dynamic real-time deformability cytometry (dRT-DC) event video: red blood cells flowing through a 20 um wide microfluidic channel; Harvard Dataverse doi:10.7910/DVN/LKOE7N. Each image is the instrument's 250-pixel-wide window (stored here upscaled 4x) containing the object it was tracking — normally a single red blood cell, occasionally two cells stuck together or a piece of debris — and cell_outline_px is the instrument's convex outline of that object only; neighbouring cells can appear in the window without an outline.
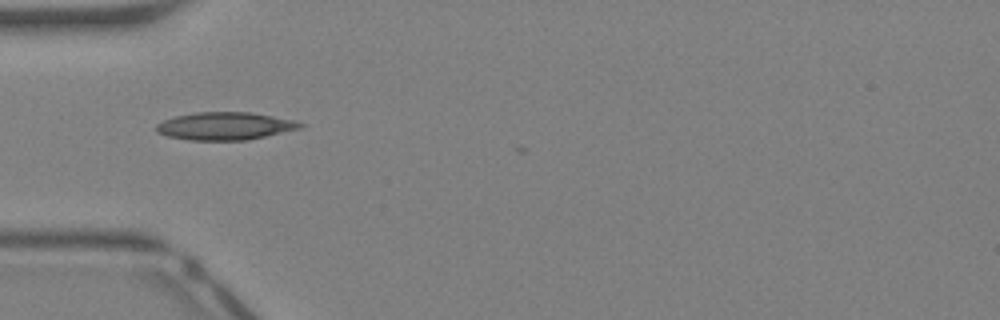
{"species": "Egyptian fruit bat (a non-hibernating species)", "species_latin": "Rousettus aegyptiacus", "temperature_condition": "warm", "stored_images_in_passage": 21, "camera_frame_rate_fps": 3000, "um_per_image_px": 0.085, "animal": {"sex": "female"}, "frame": {"image": 1, "passage_image": 1, "time_ms": 0.0, "image_size_px": [1000, 320], "cell_outline_px": [[304, 124], [300, 128], [248, 140], [188, 140], [168, 136], [156, 132], [156, 124], [164, 120], [176, 116], [196, 112], [252, 112], [296, 120]], "centroid_in_image_um": [19.12, 10.71], "position_along_channel_um": 65.9, "area_um2": 23.24}}
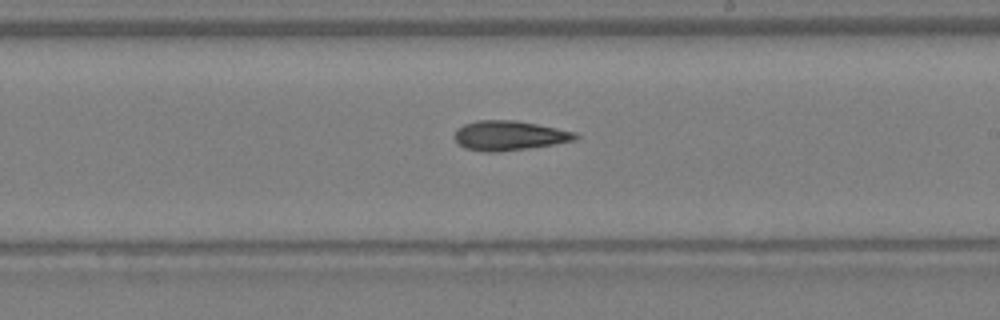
{"frame": {"image": 2, "passage_image": 12, "time_ms": 3.667, "image_size_px": [1000, 320], "cell_outline_px": [[580, 136], [576, 140], [528, 148], [500, 152], [484, 152], [464, 148], [456, 140], [456, 128], [464, 124], [476, 120], [516, 120], [576, 132]], "centroid_in_image_um": [43.28, 11.52], "position_along_channel_um": 245.7, "area_um2": 20.81}}
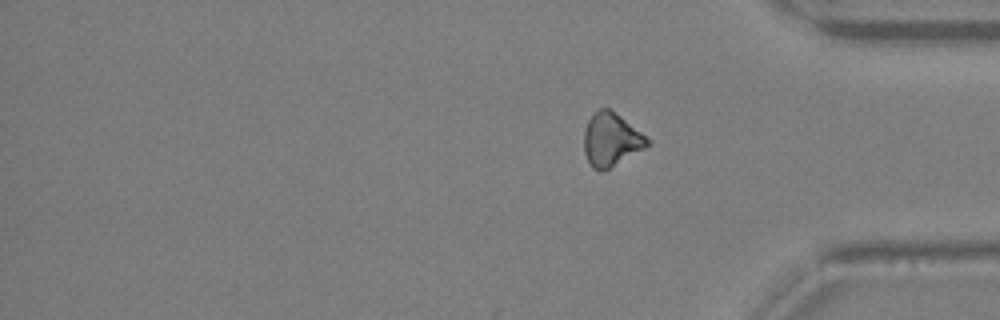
{"frame": {"image": 3, "passage_image": 21, "time_ms": 6.667, "image_size_px": [1000, 320], "cell_outline_px": [[652, 140], [644, 148], [608, 168], [600, 172], [592, 168], [584, 152], [584, 128], [588, 120], [600, 108], [608, 108], [620, 116]], "centroid_in_image_um": [51.93, 11.86], "position_along_channel_um": 383.3, "area_um2": 19.31}, "authors_computed_cell_mechanics": {"area_um2": 20.4034, "velocity_mm_per_s": 4.9259, "shape_relaxation_time_tau1_ms": 3.846, "shape_relaxation_time_tau2_ms": 6.5207, "deformation_change_tau1": 0.1342, "deformation_change_tau2": 0.1969}}